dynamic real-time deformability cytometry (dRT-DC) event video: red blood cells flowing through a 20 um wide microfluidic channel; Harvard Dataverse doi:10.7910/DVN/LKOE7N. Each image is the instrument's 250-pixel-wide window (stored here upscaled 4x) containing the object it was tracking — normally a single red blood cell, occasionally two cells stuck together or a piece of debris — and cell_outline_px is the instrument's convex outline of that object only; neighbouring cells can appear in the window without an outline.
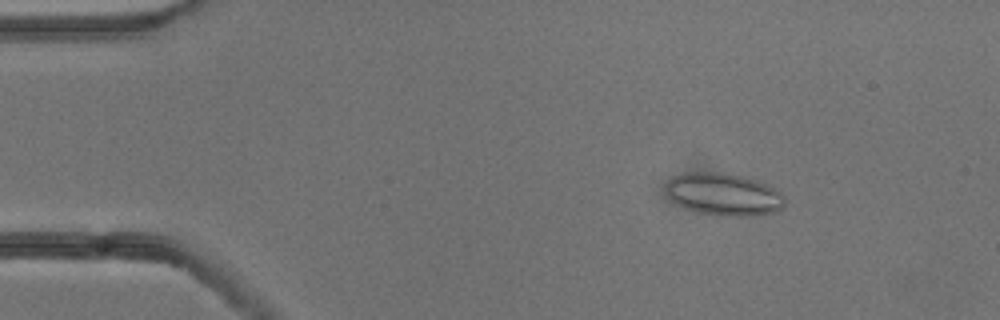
{"species": "common noctule bat (a hibernating species)", "species_latin": "Nyctalus noctula", "temperature_condition": "cold", "stored_images_in_passage": 54, "camera_frame_rate_fps": 3000, "um_per_image_px": 0.085, "animal": {"sex": "male", "body_mass_g": 13.3}, "frame": {"image": 1, "passage_image": 8, "time_ms": 2.333, "image_size_px": [1000, 320], "cell_outline_px": [[784, 208], [776, 212], [752, 216], [724, 216], [700, 212], [684, 208], [676, 204], [668, 196], [668, 180], [672, 176], [684, 172], [720, 172], [744, 176], [756, 180], [776, 188], [784, 196]], "centroid_in_image_um": [61.54, 16.51], "position_along_channel_um": 23.5, "area_um2": 29.54}}
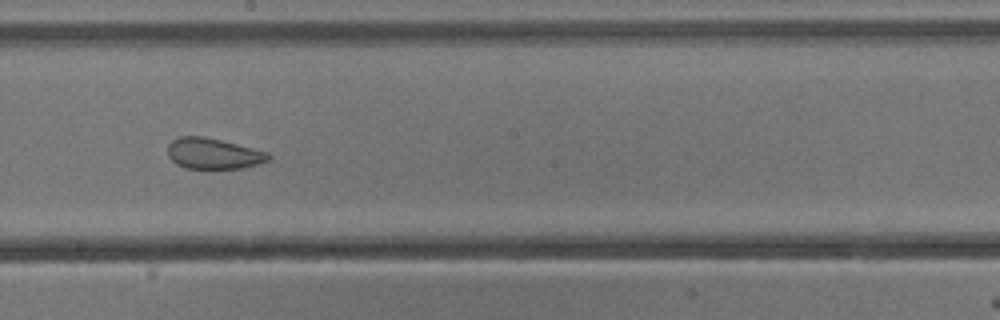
{"frame": {"image": 2, "passage_image": 30, "time_ms": 9.667, "image_size_px": [1000, 320], "cell_outline_px": [[272, 156], [268, 160], [244, 168], [188, 168], [176, 164], [168, 156], [168, 144], [172, 140], [180, 136], [204, 136], [268, 152]], "centroid_in_image_um": [18.11, 13.05], "position_along_channel_um": 230.1, "area_um2": 17.92}}
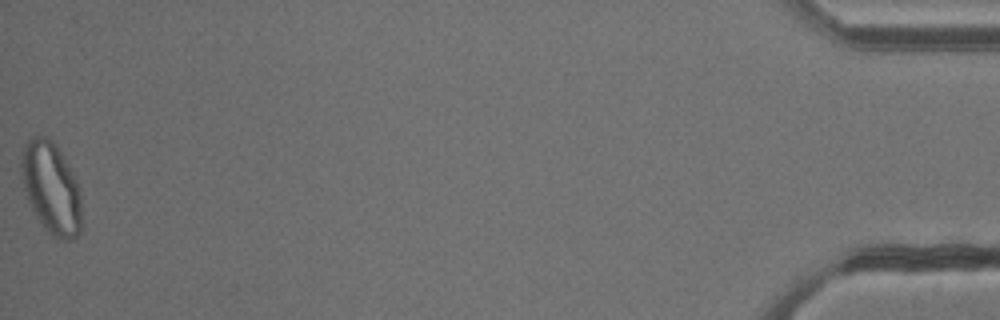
{"frame": {"image": 3, "passage_image": 54, "time_ms": 17.667, "image_size_px": [1000, 320], "cell_outline_px": [[80, 232], [72, 240], [64, 240], [52, 236], [44, 228], [36, 216], [28, 200], [24, 188], [20, 172], [20, 160], [24, 144], [32, 136], [48, 136], [56, 144], [76, 180], [80, 188]], "centroid_in_image_um": [4.33, 15.96], "position_along_channel_um": 430.9, "area_um2": 32.19}, "authors_computed_cell_mechanics": {"area_um2": 25.4031, "velocity_mm_per_s": 3.8055, "shape_relaxation_time_tau1_ms": null, "shape_relaxation_time_tau2_ms": 1.44, "deformation_change_tau1": null, "deformation_change_tau2": 0.0651}}